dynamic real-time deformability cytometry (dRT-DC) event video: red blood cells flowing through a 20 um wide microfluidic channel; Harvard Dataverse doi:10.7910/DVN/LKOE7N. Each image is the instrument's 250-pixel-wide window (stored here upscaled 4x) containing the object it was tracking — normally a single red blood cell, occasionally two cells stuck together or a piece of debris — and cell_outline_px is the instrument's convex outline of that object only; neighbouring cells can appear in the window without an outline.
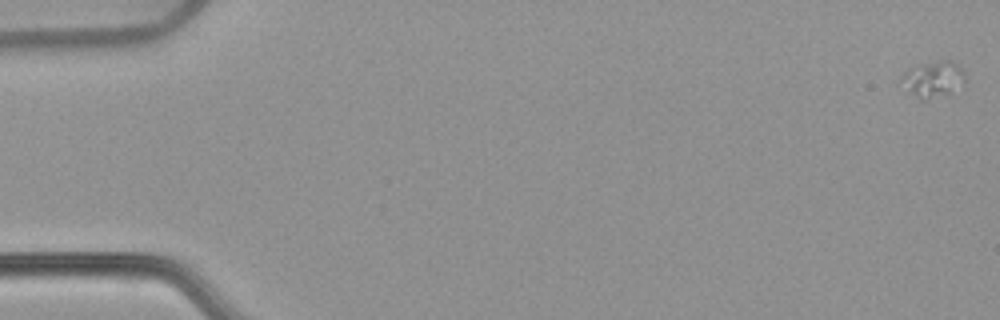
{"species": "common noctule bat (a hibernating species)", "species_latin": "Nyctalus noctula", "temperature_condition": "warm", "stored_images_in_passage": 27, "camera_frame_rate_fps": 3000, "um_per_image_px": 0.085, "animal": {"sex": "female", "body_mass_g": 22.7, "forearm_length_mm": 54.2}, "frame": {"image": 1, "passage_image": 1, "time_ms": 0.0, "image_size_px": [1000, 320], "cell_outline_px": [[964, 84], [948, 92], [924, 100], [920, 100], [900, 80], [900, 76], [908, 68], [916, 64], [944, 60], [952, 60], [964, 68]], "centroid_in_image_um": [79.33, 6.66], "position_along_channel_um": 5.7, "area_um2": 13.18}}